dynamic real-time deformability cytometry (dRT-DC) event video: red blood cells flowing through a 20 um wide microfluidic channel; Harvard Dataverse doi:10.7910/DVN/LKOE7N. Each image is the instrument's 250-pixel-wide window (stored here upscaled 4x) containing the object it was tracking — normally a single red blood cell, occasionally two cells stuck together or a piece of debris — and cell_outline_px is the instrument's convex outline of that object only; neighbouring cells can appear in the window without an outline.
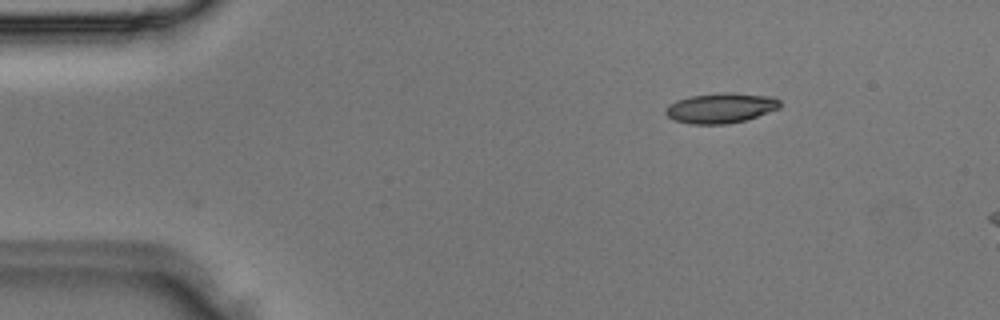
{"species": "Egyptian fruit bat (a non-hibernating species)", "species_latin": "Rousettus aegyptiacus", "temperature_condition": "room temperature", "stored_images_in_passage": 2, "camera_frame_rate_fps": 3000, "um_per_image_px": 0.085, "animal": {"sex": "male"}, "frame": {"image": 1, "passage_image": 2, "time_ms": 0.333, "image_size_px": [1000, 320], "cell_outline_px": [[780, 108], [744, 120], [724, 124], [688, 124], [676, 120], [668, 116], [664, 112], [664, 108], [668, 104], [676, 100], [692, 96], [724, 92], [732, 92], [772, 96], [780, 100]], "centroid_in_image_um": [61.25, 9.17], "position_along_channel_um": 23.8, "area_um2": 20.06}}